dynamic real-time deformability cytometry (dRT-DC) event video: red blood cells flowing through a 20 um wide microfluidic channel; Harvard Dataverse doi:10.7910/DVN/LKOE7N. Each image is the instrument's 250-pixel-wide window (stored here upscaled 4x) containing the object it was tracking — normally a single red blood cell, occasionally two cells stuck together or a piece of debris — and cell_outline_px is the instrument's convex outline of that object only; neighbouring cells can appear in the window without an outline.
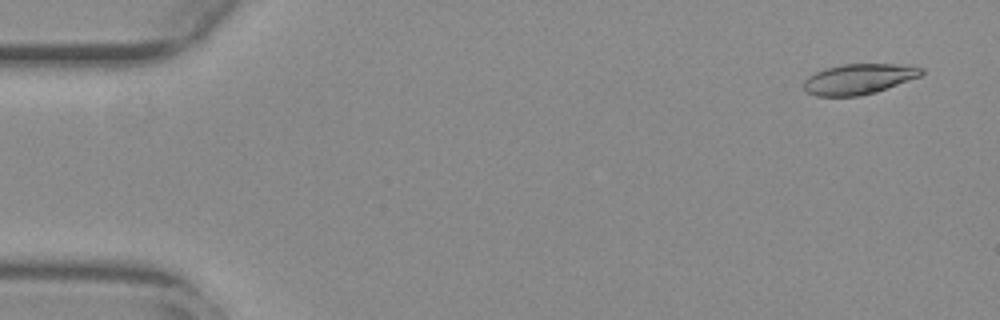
{"species": "common noctule bat (a hibernating species)", "species_latin": "Nyctalus noctula", "temperature_condition": "warm", "stored_images_in_passage": 55, "camera_frame_rate_fps": 3000, "um_per_image_px": 0.085, "animal": {"sex": "female", "body_mass_g": 29.2, "forearm_length_mm": 56.3}, "frame": {"image": 1, "passage_image": 3, "time_ms": 0.667, "image_size_px": [1000, 320], "cell_outline_px": [[924, 72], [920, 76], [876, 92], [860, 96], [816, 96], [808, 92], [804, 88], [804, 80], [808, 76], [824, 68], [840, 64], [896, 64], [924, 68]], "centroid_in_image_um": [72.97, 6.71], "position_along_channel_um": 12.0, "area_um2": 20.81}}
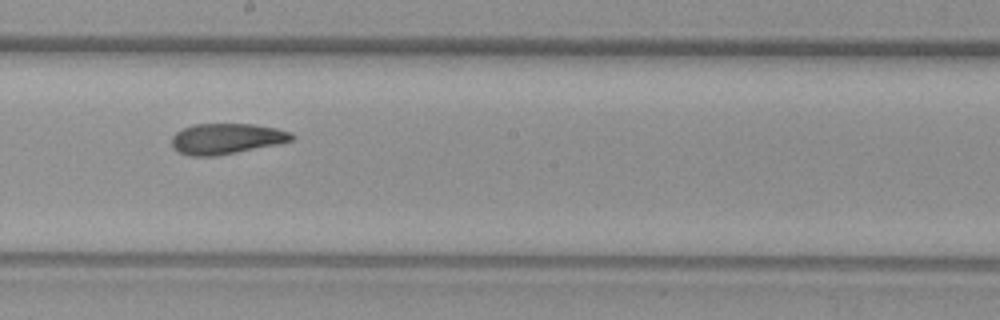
{"frame": {"image": 2, "passage_image": 31, "time_ms": 10.0, "image_size_px": [1000, 320], "cell_outline_px": [[296, 136], [292, 140], [276, 144], [216, 156], [188, 156], [172, 148], [172, 136], [180, 128], [192, 124], [252, 124], [276, 128], [292, 132]], "centroid_in_image_um": [19.21, 11.78], "position_along_channel_um": 229.0, "area_um2": 21.5}}
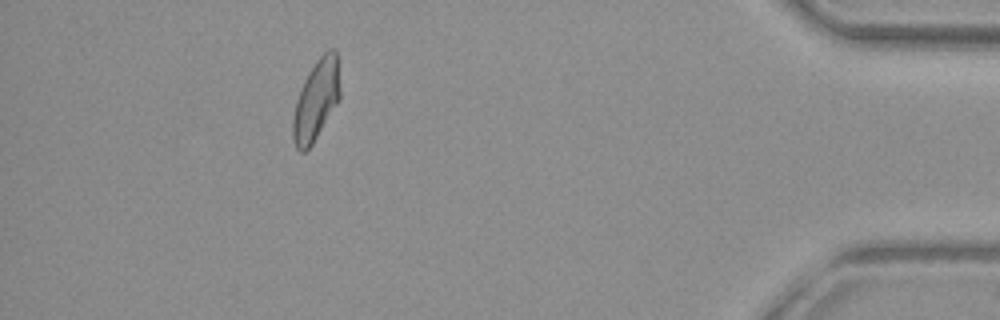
{"frame": {"image": 3, "passage_image": 50, "time_ms": 16.333, "image_size_px": [1000, 320], "cell_outline_px": [[340, 100], [312, 144], [304, 152], [300, 152], [296, 148], [292, 136], [292, 120], [296, 100], [304, 80], [308, 72], [316, 60], [328, 48], [336, 48], [340, 88]], "centroid_in_image_um": [26.88, 8.49], "position_along_channel_um": 408.3, "area_um2": 22.25}, "authors_computed_cell_mechanics": {"area_um2": 21.9062, "velocity_mm_per_s": 3.7414, "shape_relaxation_time_tau1_ms": 10.2368, "shape_relaxation_time_tau2_ms": 3.6746, "deformation_change_tau1": 0.2491, "deformation_change_tau2": 0.0964}}